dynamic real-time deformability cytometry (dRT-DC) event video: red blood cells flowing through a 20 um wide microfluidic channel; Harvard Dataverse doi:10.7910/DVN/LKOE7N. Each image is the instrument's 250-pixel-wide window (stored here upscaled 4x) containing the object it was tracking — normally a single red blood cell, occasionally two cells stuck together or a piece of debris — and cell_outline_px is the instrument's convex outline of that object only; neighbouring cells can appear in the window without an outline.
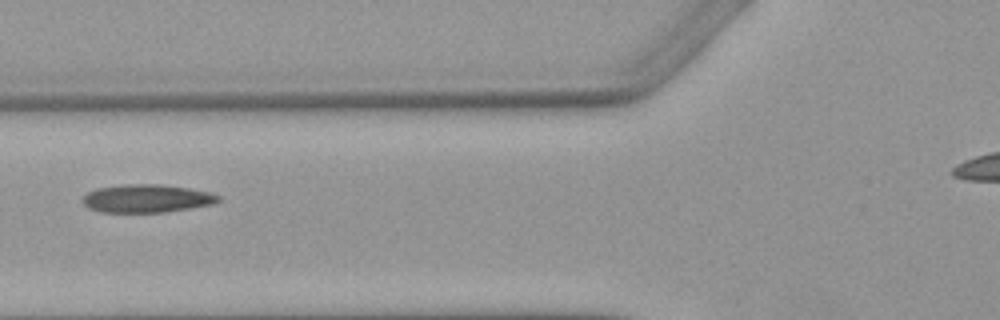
{"species": "Egyptian fruit bat (a non-hibernating species)", "species_latin": "Rousettus aegyptiacus", "temperature_condition": "warm", "stored_images_in_passage": 5, "camera_frame_rate_fps": 3000, "um_per_image_px": 0.085, "animal": {"sex": "female"}, "frame": {"image": 1, "passage_image": 4, "time_ms": 3.667, "image_size_px": [1000, 320], "cell_outline_px": [[220, 200], [212, 204], [164, 212], [100, 212], [88, 208], [84, 204], [84, 196], [88, 192], [96, 188], [124, 184], [164, 184], [212, 192], [220, 196]], "centroid_in_image_um": [12.48, 16.86], "position_along_channel_um": 113.3, "area_um2": 22.2}}
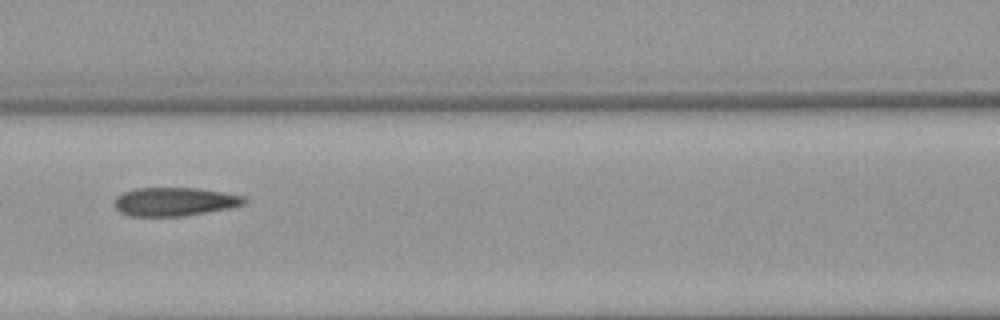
{"frame": {"image": 2, "passage_image": 5, "time_ms": 4.667, "image_size_px": [1000, 320], "cell_outline_px": [[248, 200], [244, 204], [228, 208], [180, 216], [128, 216], [120, 212], [112, 204], [116, 196], [124, 192], [136, 188], [196, 188], [224, 192], [248, 196]], "centroid_in_image_um": [14.83, 17.13], "position_along_channel_um": 151.8, "area_um2": 21.68}}